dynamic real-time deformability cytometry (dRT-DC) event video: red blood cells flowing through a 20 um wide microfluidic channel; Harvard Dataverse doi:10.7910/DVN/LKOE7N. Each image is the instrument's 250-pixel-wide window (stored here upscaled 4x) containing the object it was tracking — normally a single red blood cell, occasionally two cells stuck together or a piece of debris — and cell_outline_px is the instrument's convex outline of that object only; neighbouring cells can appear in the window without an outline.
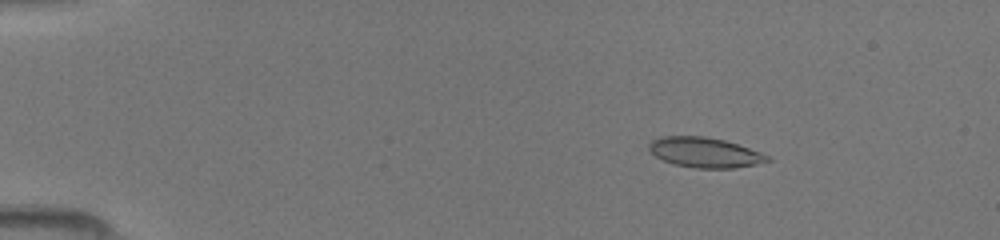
{"species": "common noctule bat (a hibernating species)", "species_latin": "Nyctalus noctula", "temperature_condition": "room temperature", "stored_images_in_passage": 49, "camera_frame_rate_fps": 3000, "um_per_image_px": 0.085, "animal": {"sex": "female", "body_mass_g": 19.5, "forearm_length_mm": 54.1}, "frame": {"image": 1, "passage_image": 8, "time_ms": 2.333, "image_size_px": [1000, 240], "cell_outline_px": [[772, 160], [756, 164], [736, 168], [696, 168], [676, 164], [664, 160], [648, 152], [648, 144], [652, 140], [664, 136], [708, 136], [724, 140], [772, 156]], "centroid_in_image_um": [59.91, 12.95], "position_along_channel_um": 25.1, "area_um2": 20.75}}
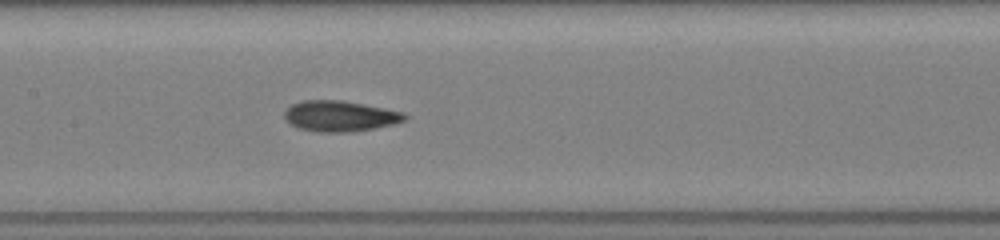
{"frame": {"image": 2, "passage_image": 25, "time_ms": 8.0, "image_size_px": [1000, 240], "cell_outline_px": [[408, 116], [404, 120], [392, 124], [376, 128], [352, 132], [316, 132], [300, 128], [288, 124], [284, 116], [284, 112], [292, 104], [300, 100], [340, 100], [384, 108], [404, 112]], "centroid_in_image_um": [28.87, 9.87], "position_along_channel_um": 178.5, "area_um2": 21.56}}
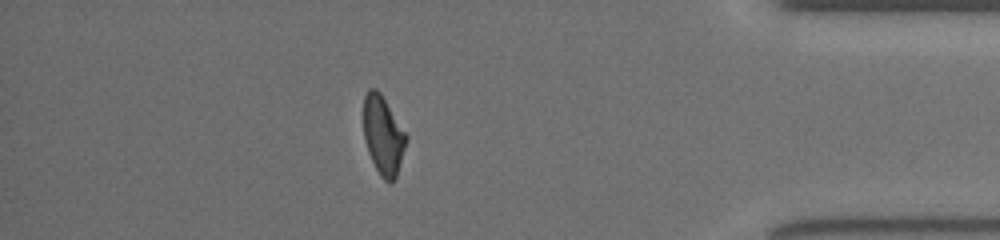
{"frame": {"image": 3, "passage_image": 43, "time_ms": 14.0, "image_size_px": [1000, 240], "cell_outline_px": [[408, 136], [396, 176], [388, 184], [380, 176], [368, 152], [364, 140], [364, 96], [368, 88], [376, 88], [380, 92]], "centroid_in_image_um": [32.55, 11.48], "position_along_channel_um": 402.6, "area_um2": 19.36}}